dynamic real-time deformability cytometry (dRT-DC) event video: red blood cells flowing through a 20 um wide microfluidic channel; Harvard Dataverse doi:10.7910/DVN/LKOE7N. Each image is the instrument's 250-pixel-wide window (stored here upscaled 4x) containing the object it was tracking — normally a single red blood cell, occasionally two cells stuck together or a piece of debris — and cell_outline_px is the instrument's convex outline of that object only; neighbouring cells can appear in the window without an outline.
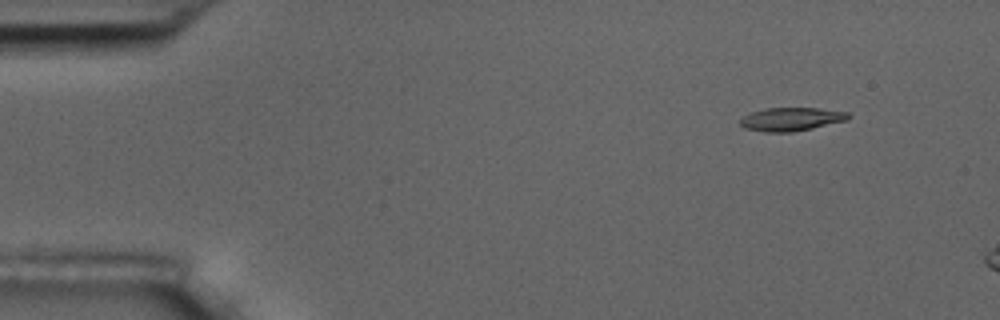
{"species": "common noctule bat (a hibernating species)", "species_latin": "Nyctalus noctula", "temperature_condition": "room temperature", "stored_images_in_passage": 3, "camera_frame_rate_fps": 3000, "um_per_image_px": 0.085, "animal": {"sex": "male", "body_mass_g": 17.5, "forearm_length_mm": 52.3}, "frame": {"image": 1, "passage_image": 1, "time_ms": 0.0, "image_size_px": [1000, 320], "cell_outline_px": [[852, 116], [848, 120], [812, 128], [792, 132], [764, 132], [744, 128], [740, 124], [740, 120], [744, 116], [752, 112], [764, 108], [820, 108], [848, 112]], "centroid_in_image_um": [67.28, 10.13], "position_along_channel_um": 17.7, "area_um2": 14.8}}